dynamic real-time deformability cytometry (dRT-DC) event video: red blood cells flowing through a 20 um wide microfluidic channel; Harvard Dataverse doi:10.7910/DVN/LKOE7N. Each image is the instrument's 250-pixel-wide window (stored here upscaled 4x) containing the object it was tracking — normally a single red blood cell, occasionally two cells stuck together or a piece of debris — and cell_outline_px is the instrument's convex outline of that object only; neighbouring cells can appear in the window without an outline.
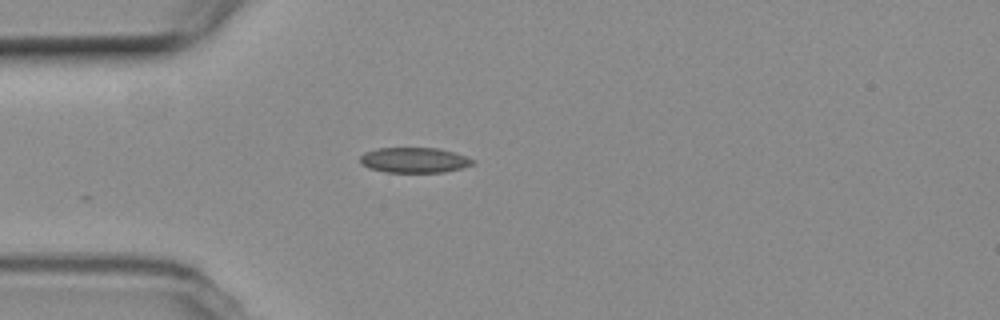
{"species": "common noctule bat (a hibernating species)", "species_latin": "Nyctalus noctula", "temperature_condition": "room temperature", "stored_images_in_passage": 11, "camera_frame_rate_fps": 3000, "um_per_image_px": 0.085, "animal": {"sex": "female", "body_mass_g": 19.3, "forearm_length_mm": 54.1}, "frame": {"image": 1, "passage_image": 1, "time_ms": 0.0, "image_size_px": [1000, 320], "cell_outline_px": [[476, 160], [472, 164], [460, 168], [444, 172], [384, 172], [368, 168], [360, 164], [360, 156], [364, 152], [376, 148], [440, 148], [456, 152]], "centroid_in_image_um": [35.19, 13.6], "position_along_channel_um": 49.8, "area_um2": 16.76}}
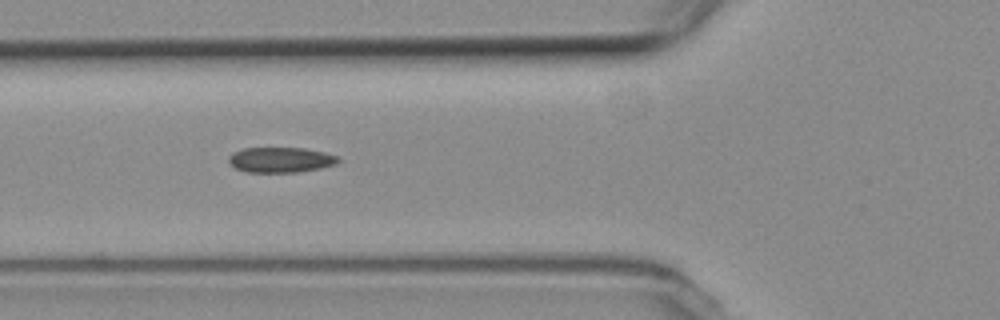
{"frame": {"image": 2, "passage_image": 6, "time_ms": 1.667, "image_size_px": [1000, 320], "cell_outline_px": [[340, 160], [336, 164], [320, 168], [296, 172], [244, 172], [228, 164], [228, 156], [232, 152], [244, 148], [304, 148], [324, 152], [340, 156]], "centroid_in_image_um": [23.83, 13.58], "position_along_channel_um": 102.0, "area_um2": 16.3}}
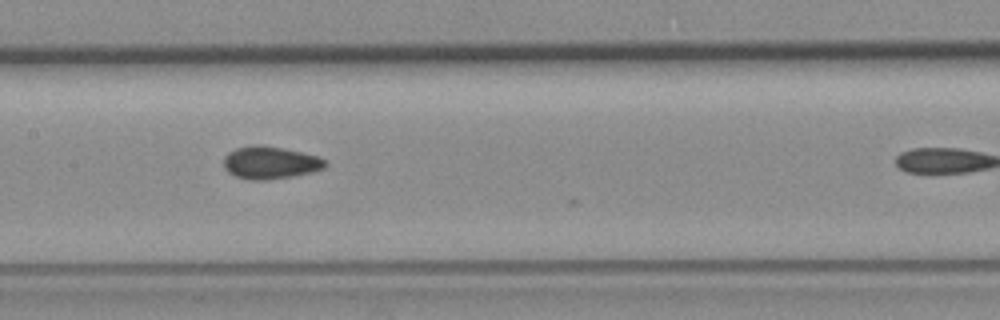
{"frame": {"image": 3, "passage_image": 8, "time_ms": 2.333, "image_size_px": [1000, 320], "cell_outline_px": [[328, 164], [324, 168], [292, 176], [268, 180], [248, 180], [236, 176], [228, 172], [224, 168], [224, 156], [228, 152], [236, 148], [252, 144], [260, 144], [300, 152], [316, 156], [324, 160]], "centroid_in_image_um": [22.91, 13.82], "position_along_channel_um": 184.5, "area_um2": 19.13}}